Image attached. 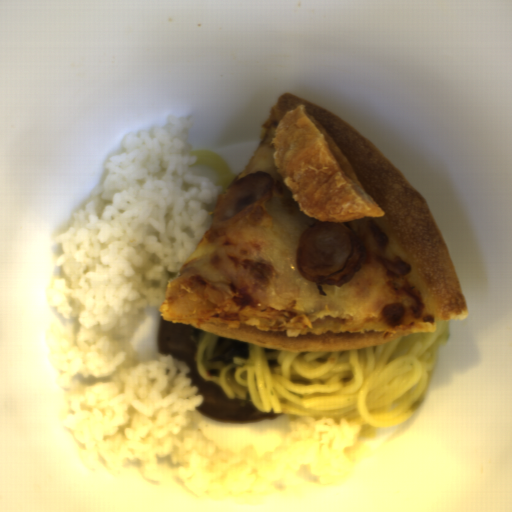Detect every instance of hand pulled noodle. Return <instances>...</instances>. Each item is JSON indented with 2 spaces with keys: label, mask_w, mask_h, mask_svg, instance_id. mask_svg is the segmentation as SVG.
<instances>
[{
  "label": "hand pulled noodle",
  "mask_w": 512,
  "mask_h": 512,
  "mask_svg": "<svg viewBox=\"0 0 512 512\" xmlns=\"http://www.w3.org/2000/svg\"><path fill=\"white\" fill-rule=\"evenodd\" d=\"M450 320L433 332H412L390 342L339 351L277 350L249 343L247 357L231 365L211 361L222 335L203 331L195 368L230 399L249 401L288 422L303 416L361 424L357 439L376 438L380 427H397L421 409L433 382Z\"/></svg>",
  "instance_id": "1"
},
{
  "label": "hand pulled noodle",
  "mask_w": 512,
  "mask_h": 512,
  "mask_svg": "<svg viewBox=\"0 0 512 512\" xmlns=\"http://www.w3.org/2000/svg\"><path fill=\"white\" fill-rule=\"evenodd\" d=\"M189 155L194 156L195 162L192 167H203L216 173L217 183L220 188L218 198L235 177L234 171L229 162L215 151L207 149L190 150Z\"/></svg>",
  "instance_id": "2"
}]
</instances>
